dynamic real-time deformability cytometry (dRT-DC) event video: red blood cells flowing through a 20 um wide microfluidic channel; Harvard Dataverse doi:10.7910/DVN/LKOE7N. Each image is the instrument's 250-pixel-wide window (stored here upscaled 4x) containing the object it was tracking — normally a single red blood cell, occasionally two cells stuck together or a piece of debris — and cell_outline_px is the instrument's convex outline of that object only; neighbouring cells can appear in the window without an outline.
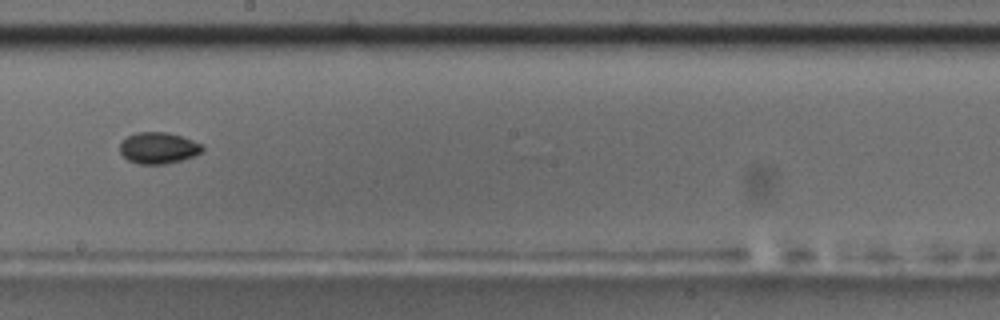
{"species": "common noctule bat (a hibernating species)", "species_latin": "Nyctalus noctula", "temperature_condition": "room temperature", "stored_images_in_passage": 56, "camera_frame_rate_fps": 3000, "um_per_image_px": 0.085, "animal": {"sex": "male", "body_mass_g": 17.5, "forearm_length_mm": 52.3}, "frame": {"image": 1, "passage_image": 32, "time_ms": 10.333, "image_size_px": [1000, 320], "cell_outline_px": [[204, 152], [196, 156], [164, 164], [140, 164], [128, 160], [120, 152], [120, 144], [128, 136], [136, 132], [168, 132], [204, 144]], "centroid_in_image_um": [13.51, 12.58], "position_along_channel_um": 234.7, "area_um2": 15.14}}
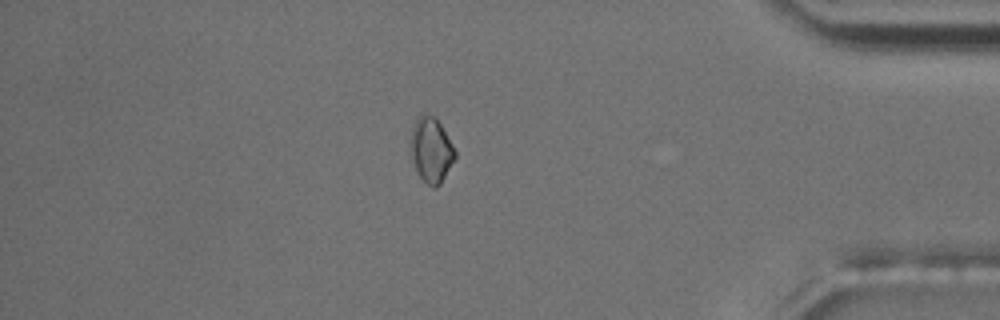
{"frame": {"image": 2, "passage_image": 48, "time_ms": 15.667, "image_size_px": [1000, 320], "cell_outline_px": [[456, 156], [440, 184], [436, 188], [432, 188], [420, 176], [408, 152], [408, 140], [412, 128], [416, 120], [424, 112], [432, 116], [440, 124], [452, 144], [456, 152]], "centroid_in_image_um": [36.6, 12.74], "position_along_channel_um": 398.6, "area_um2": 16.88}, "authors_computed_cell_mechanics": {"area_um2": 15.028, "velocity_mm_per_s": 3.6992, "shape_relaxation_time_tau1_ms": 2.4435, "shape_relaxation_time_tau2_ms": null, "deformation_change_tau1": 0.0466, "deformation_change_tau2": null}}